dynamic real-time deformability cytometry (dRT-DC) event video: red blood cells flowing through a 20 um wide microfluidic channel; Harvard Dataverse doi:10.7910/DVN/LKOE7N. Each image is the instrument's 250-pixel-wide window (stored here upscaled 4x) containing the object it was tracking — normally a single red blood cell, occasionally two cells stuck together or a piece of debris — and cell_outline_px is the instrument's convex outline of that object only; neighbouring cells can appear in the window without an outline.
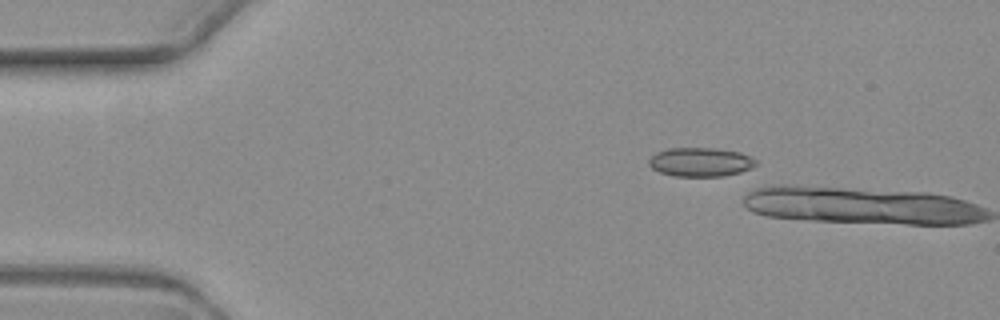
{"species": "common noctule bat (a hibernating species)", "species_latin": "Nyctalus noctula", "temperature_condition": "warm", "stored_images_in_passage": 4, "camera_frame_rate_fps": 3000, "um_per_image_px": 0.085, "animal": {"sex": "female", "body_mass_g": 19.3, "forearm_length_mm": 54.1}, "frame": {"image": 1, "passage_image": 3, "time_ms": 2.333, "image_size_px": [1000, 320], "cell_outline_px": [[756, 164], [752, 168], [740, 172], [724, 176], [676, 176], [660, 172], [652, 168], [648, 164], [648, 160], [656, 152], [668, 148], [712, 148], [740, 152], [752, 156], [756, 160]], "centroid_in_image_um": [59.55, 13.77], "position_along_channel_um": 25.4, "area_um2": 18.09}}